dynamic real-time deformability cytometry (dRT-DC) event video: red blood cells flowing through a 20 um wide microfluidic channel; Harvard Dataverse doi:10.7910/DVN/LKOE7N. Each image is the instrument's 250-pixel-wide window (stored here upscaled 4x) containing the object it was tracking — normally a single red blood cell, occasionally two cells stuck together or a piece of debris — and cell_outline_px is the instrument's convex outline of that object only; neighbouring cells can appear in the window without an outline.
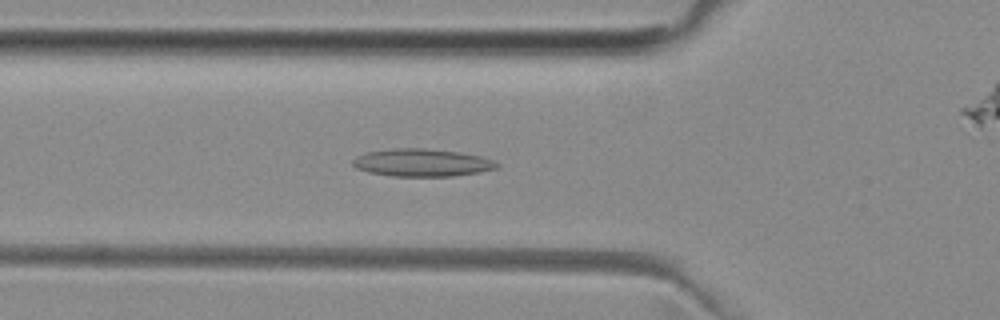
{"species": "common noctule bat (a hibernating species)", "species_latin": "Nyctalus noctula", "temperature_condition": "room temperature", "stored_images_in_passage": 53, "camera_frame_rate_fps": 3000, "um_per_image_px": 0.085, "animal": {"sex": "female", "body_mass_g": 29.2, "forearm_length_mm": 56.3}, "frame": {"image": 1, "passage_image": 18, "time_ms": 5.667, "image_size_px": [1000, 320], "cell_outline_px": [[500, 164], [496, 168], [480, 172], [452, 176], [392, 176], [368, 172], [356, 168], [352, 164], [352, 160], [356, 156], [368, 152], [392, 148], [424, 148], [460, 152], [480, 156], [492, 160]], "centroid_in_image_um": [35.85, 13.82], "position_along_channel_um": 90.0, "area_um2": 23.18}}
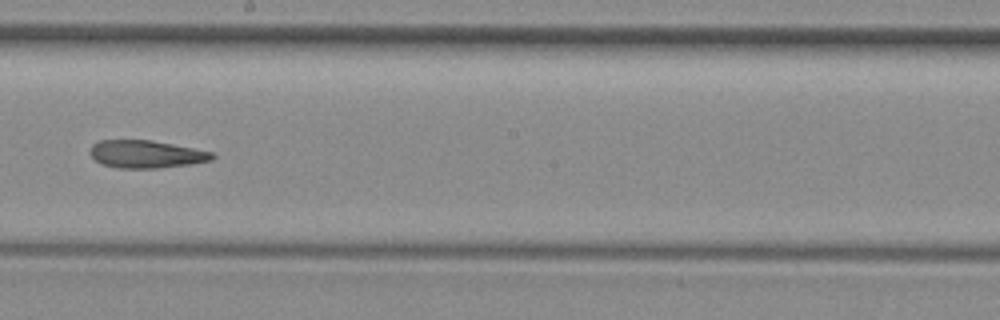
{"frame": {"image": 2, "passage_image": 29, "time_ms": 9.333, "image_size_px": [1000, 320], "cell_outline_px": [[216, 156], [212, 160], [192, 164], [156, 168], [120, 168], [100, 164], [88, 152], [92, 144], [100, 140], [148, 140], [172, 144], [212, 152]], "centroid_in_image_um": [12.4, 13.11], "position_along_channel_um": 235.8, "area_um2": 19.65}}
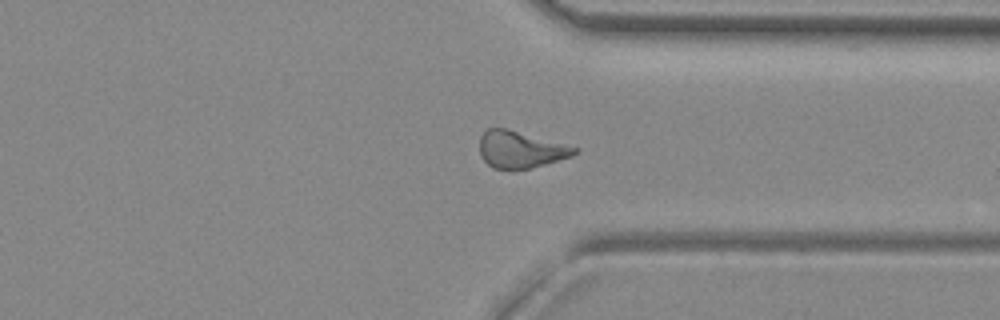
{"frame": {"image": 3, "passage_image": 39, "time_ms": 12.667, "image_size_px": [1000, 320], "cell_outline_px": [[580, 148], [572, 156], [544, 164], [512, 172], [492, 168], [480, 156], [480, 136], [488, 128], [508, 128]], "centroid_in_image_um": [44.21, 12.73], "position_along_channel_um": 367.2, "area_um2": 20.69}, "authors_computed_cell_mechanics": {"area_um2": 21.0392, "velocity_mm_per_s": 3.9747, "shape_relaxation_time_tau1_ms": null, "shape_relaxation_time_tau2_ms": 8.9428, "deformation_change_tau1": null, "deformation_change_tau2": 0.2225}}